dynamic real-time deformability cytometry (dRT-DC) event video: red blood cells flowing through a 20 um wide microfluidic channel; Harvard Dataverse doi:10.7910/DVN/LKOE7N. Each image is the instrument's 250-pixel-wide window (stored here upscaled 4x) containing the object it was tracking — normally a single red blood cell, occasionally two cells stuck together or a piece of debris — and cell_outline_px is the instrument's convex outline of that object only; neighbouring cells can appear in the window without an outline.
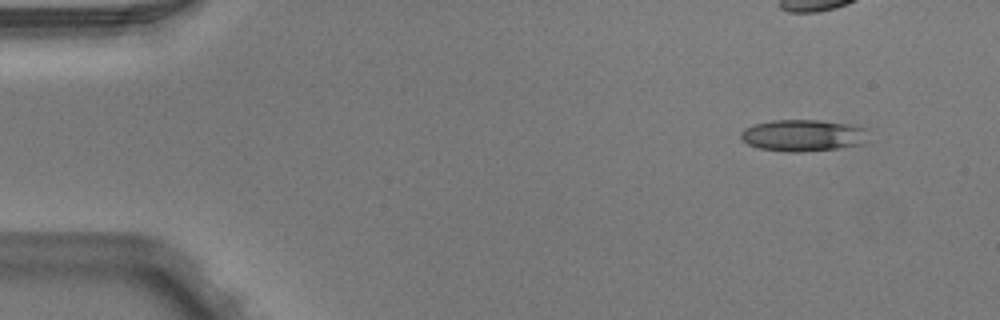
{"species": "Egyptian fruit bat (a non-hibernating species)", "species_latin": "Rousettus aegyptiacus", "temperature_condition": "warm", "stored_images_in_passage": 6, "segment_of_instrument_passage": [2, 2], "camera_frame_rate_fps": 3000, "um_per_image_px": 0.085, "animal": {"sex": "male"}, "frame": {"image": 1, "passage_image": 6, "time_ms": 1.667, "image_size_px": [1000, 320], "cell_outline_px": [[868, 128], [864, 144], [840, 148], [800, 152], [788, 152], [760, 148], [748, 144], [740, 136], [740, 132], [744, 128], [756, 124], [772, 120], [820, 120], [852, 124]], "centroid_in_image_um": [68.3, 11.5], "position_along_channel_um": 16.7, "area_um2": 23.7}}